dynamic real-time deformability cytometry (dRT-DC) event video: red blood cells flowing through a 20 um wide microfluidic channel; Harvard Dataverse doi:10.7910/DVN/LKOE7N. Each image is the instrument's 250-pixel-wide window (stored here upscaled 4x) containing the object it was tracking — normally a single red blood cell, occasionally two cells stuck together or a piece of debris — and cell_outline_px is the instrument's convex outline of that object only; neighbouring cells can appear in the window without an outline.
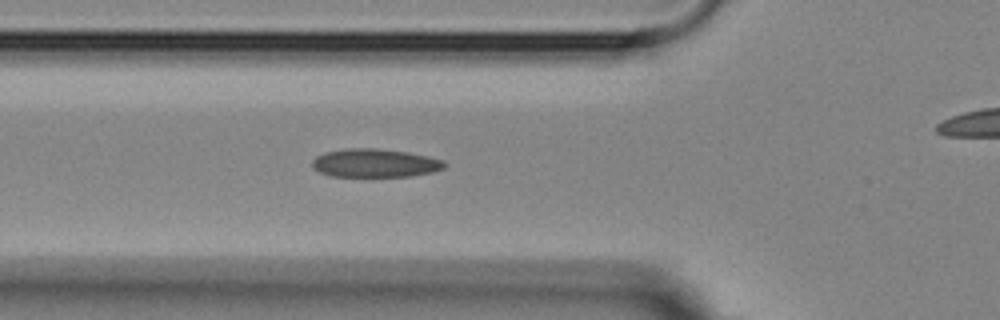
{"species": "Egyptian fruit bat (a non-hibernating species)", "species_latin": "Rousettus aegyptiacus", "temperature_condition": "room temperature", "stored_images_in_passage": 6, "segment_of_instrument_passage": [1, 2], "camera_frame_rate_fps": 3000, "um_per_image_px": 0.085, "animal": {"sex": "female"}, "frame": {"image": 1, "passage_image": 5, "time_ms": 4.667, "image_size_px": [1000, 320], "cell_outline_px": [[448, 164], [444, 168], [432, 172], [412, 176], [328, 176], [312, 168], [312, 160], [316, 156], [324, 152], [348, 148], [376, 148], [408, 152], [428, 156], [444, 160]], "centroid_in_image_um": [31.87, 13.85], "position_along_channel_um": 93.9, "area_um2": 22.08}}